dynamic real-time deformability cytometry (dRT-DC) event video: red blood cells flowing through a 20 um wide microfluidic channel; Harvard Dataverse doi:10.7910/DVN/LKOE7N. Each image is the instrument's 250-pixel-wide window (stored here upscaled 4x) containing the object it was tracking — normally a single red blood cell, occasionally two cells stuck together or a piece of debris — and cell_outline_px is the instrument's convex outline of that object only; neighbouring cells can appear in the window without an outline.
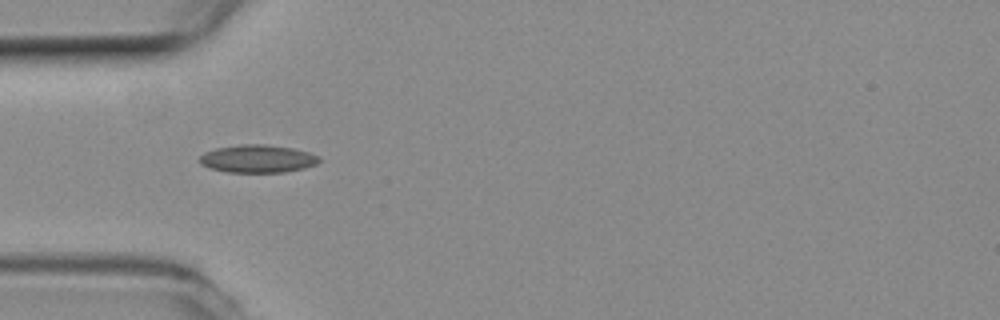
{"species": "common noctule bat (a hibernating species)", "species_latin": "Nyctalus noctula", "temperature_condition": "room temperature", "stored_images_in_passage": 32, "camera_frame_rate_fps": 3000, "um_per_image_px": 0.085, "animal": {"sex": "female", "body_mass_g": 19.3, "forearm_length_mm": 54.1}, "frame": {"image": 1, "passage_image": 1, "time_ms": 0.0, "image_size_px": [1000, 320], "cell_outline_px": [[320, 160], [316, 164], [304, 168], [284, 172], [228, 172], [208, 168], [200, 164], [196, 160], [204, 152], [216, 148], [244, 144], [260, 144], [292, 148], [308, 152], [320, 156]], "centroid_in_image_um": [21.85, 13.5], "position_along_channel_um": 63.1, "area_um2": 19.42}}
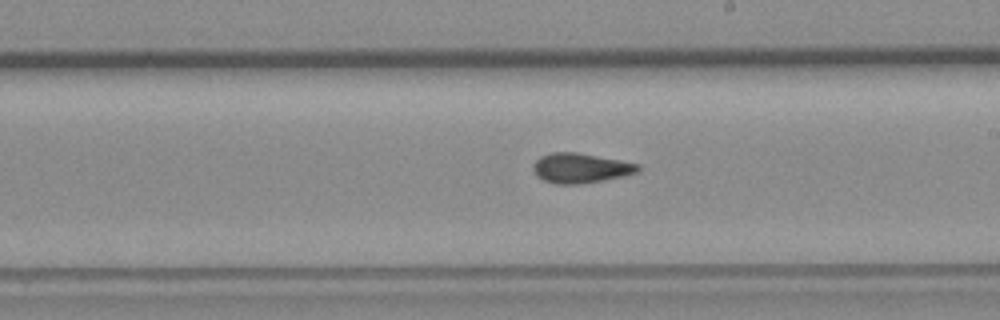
{"frame": {"image": 2, "passage_image": 15, "time_ms": 4.667, "image_size_px": [1000, 320], "cell_outline_px": [[640, 172], [624, 176], [604, 180], [580, 184], [556, 184], [544, 180], [536, 176], [532, 168], [532, 164], [540, 156], [552, 152], [576, 152], [640, 164]], "centroid_in_image_um": [49.34, 14.29], "position_along_channel_um": 239.7, "area_um2": 18.32}}
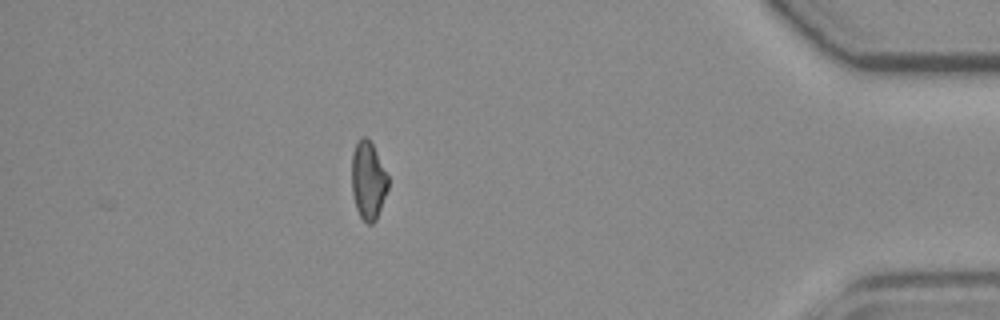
{"frame": {"image": 3, "passage_image": 32, "time_ms": 10.333, "image_size_px": [1000, 320], "cell_outline_px": [[388, 188], [376, 220], [372, 224], [368, 224], [360, 216], [356, 208], [352, 192], [352, 152], [360, 136], [364, 136], [372, 144], [388, 176]], "centroid_in_image_um": [31.28, 15.35], "position_along_channel_um": 403.9, "area_um2": 16.36}, "authors_computed_cell_mechanics": {"area_um2": 17.5134, "velocity_mm_per_s": 3.7894, "shape_relaxation_time_tau1_ms": null, "shape_relaxation_time_tau2_ms": 3.9642, "deformation_change_tau1": null, "deformation_change_tau2": 0.0935}}